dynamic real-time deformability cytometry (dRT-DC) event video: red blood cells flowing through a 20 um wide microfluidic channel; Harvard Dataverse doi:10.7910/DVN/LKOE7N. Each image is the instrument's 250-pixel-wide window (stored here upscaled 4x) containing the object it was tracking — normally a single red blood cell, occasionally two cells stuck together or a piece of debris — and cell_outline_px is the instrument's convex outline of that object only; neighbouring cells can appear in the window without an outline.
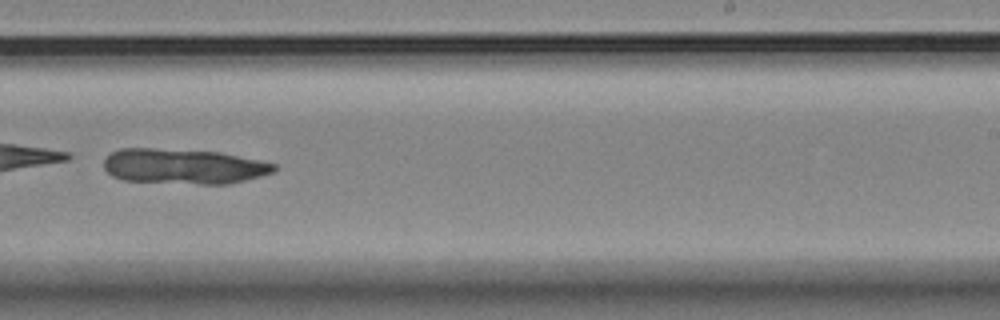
{"species": "Egyptian fruit bat (a non-hibernating species)", "species_latin": "Rousettus aegyptiacus", "temperature_condition": "room temperature", "stored_images_in_passage": 14, "camera_frame_rate_fps": 3000, "um_per_image_px": 0.085, "animal": {"sex": "female"}, "frame": {"image": 1, "passage_image": 8, "time_ms": 2.333, "image_size_px": [1000, 320], "cell_outline_px": [[276, 168], [272, 172], [260, 176], [228, 184], [200, 184], [124, 180], [112, 176], [104, 168], [104, 160], [112, 152], [120, 148], [152, 148], [220, 152], [276, 164]], "centroid_in_image_um": [15.58, 14.14], "position_along_channel_um": 273.4, "area_um2": 34.62}}
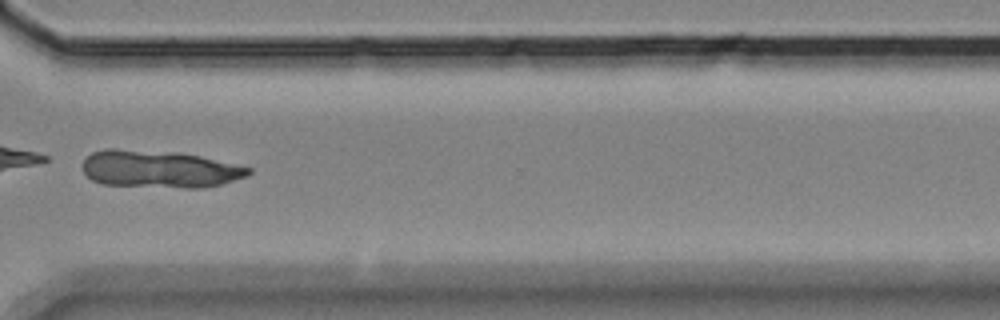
{"frame": {"image": 2, "passage_image": 10, "time_ms": 3.0, "image_size_px": [1000, 320], "cell_outline_px": [[252, 172], [248, 176], [220, 184], [204, 188], [184, 188], [104, 184], [92, 180], [84, 172], [84, 160], [92, 152], [104, 148], [116, 148], [176, 152], [200, 156], [252, 168]], "centroid_in_image_um": [13.56, 14.36], "position_along_channel_um": 357.0, "area_um2": 36.13}}